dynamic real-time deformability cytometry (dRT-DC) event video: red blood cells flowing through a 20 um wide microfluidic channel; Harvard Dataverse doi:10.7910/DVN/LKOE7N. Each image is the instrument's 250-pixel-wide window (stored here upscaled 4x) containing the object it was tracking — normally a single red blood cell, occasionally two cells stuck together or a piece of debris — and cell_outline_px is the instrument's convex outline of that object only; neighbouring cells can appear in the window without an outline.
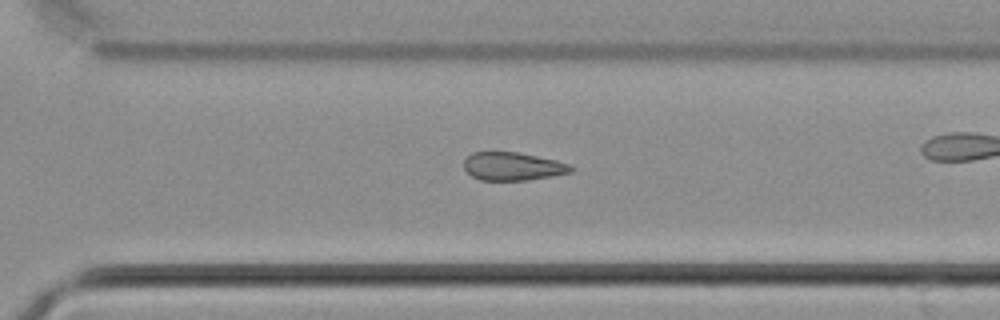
{"species": "common noctule bat (a hibernating species)", "species_latin": "Nyctalus noctula", "temperature_condition": "cold", "stored_images_in_passage": 26, "camera_frame_rate_fps": 3000, "um_per_image_px": 0.085, "animal": {"sex": "male", "body_mass_g": 21.5, "forearm_length_mm": 52.0}, "frame": {"image": 1, "passage_image": 19, "time_ms": 6.0, "image_size_px": [1000, 320], "cell_outline_px": [[576, 168], [572, 172], [552, 176], [528, 180], [480, 180], [472, 176], [464, 168], [464, 160], [472, 152], [516, 152], [556, 160], [572, 164]], "centroid_in_image_um": [43.63, 14.14], "position_along_channel_um": 327.0, "area_um2": 17.63}}